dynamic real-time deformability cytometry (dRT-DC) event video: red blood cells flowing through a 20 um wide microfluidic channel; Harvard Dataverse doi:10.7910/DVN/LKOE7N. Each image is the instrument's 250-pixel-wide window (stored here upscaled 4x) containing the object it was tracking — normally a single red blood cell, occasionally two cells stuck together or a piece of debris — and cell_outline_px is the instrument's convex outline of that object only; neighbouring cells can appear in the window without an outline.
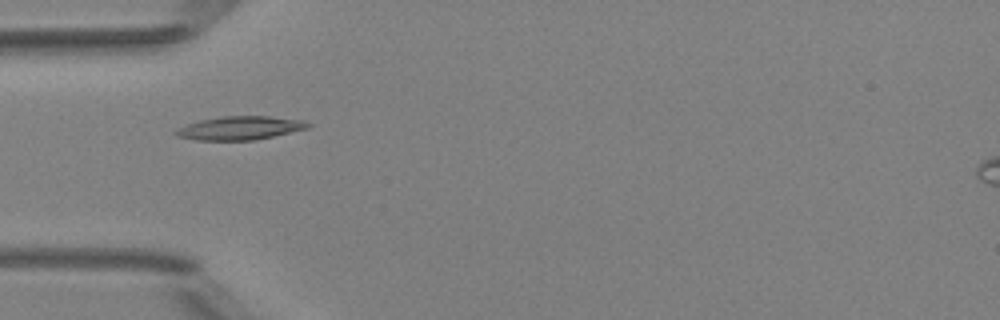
{"species": "Egyptian fruit bat (a non-hibernating species)", "species_latin": "Rousettus aegyptiacus", "temperature_condition": "room temperature", "stored_images_in_passage": 6, "camera_frame_rate_fps": 3000, "um_per_image_px": 0.085, "animal": {"sex": "female"}, "frame": {"image": 1, "passage_image": 4, "time_ms": 4.333, "image_size_px": [1000, 320], "cell_outline_px": [[312, 124], [308, 128], [272, 136], [252, 140], [196, 140], [176, 136], [172, 132], [188, 124], [200, 120], [224, 116], [268, 116], [304, 120]], "centroid_in_image_um": [20.4, 10.88], "position_along_channel_um": 64.6, "area_um2": 17.92}}
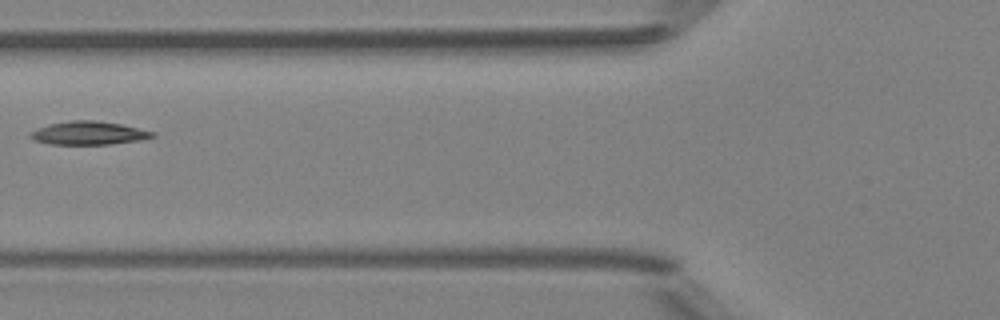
{"frame": {"image": 2, "passage_image": 5, "time_ms": 5.667, "image_size_px": [1000, 320], "cell_outline_px": [[156, 136], [140, 140], [108, 144], [48, 144], [36, 140], [28, 136], [28, 132], [36, 128], [48, 124], [72, 120], [96, 120], [120, 124], [156, 132]], "centroid_in_image_um": [7.5, 11.3], "position_along_channel_um": 118.3, "area_um2": 16.65}}
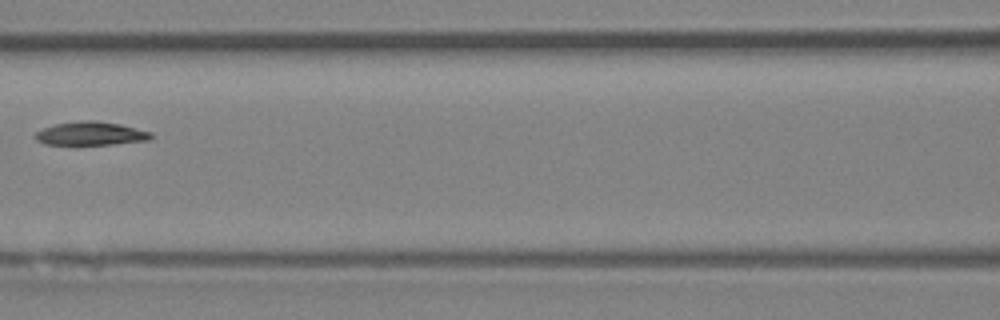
{"frame": {"image": 3, "passage_image": 6, "time_ms": 6.667, "image_size_px": [1000, 320], "cell_outline_px": [[152, 136], [148, 140], [112, 144], [44, 144], [36, 140], [32, 136], [36, 132], [44, 128], [56, 124], [80, 120], [96, 120], [120, 124], [152, 132]], "centroid_in_image_um": [7.69, 11.34], "position_along_channel_um": 158.9, "area_um2": 15.78}}